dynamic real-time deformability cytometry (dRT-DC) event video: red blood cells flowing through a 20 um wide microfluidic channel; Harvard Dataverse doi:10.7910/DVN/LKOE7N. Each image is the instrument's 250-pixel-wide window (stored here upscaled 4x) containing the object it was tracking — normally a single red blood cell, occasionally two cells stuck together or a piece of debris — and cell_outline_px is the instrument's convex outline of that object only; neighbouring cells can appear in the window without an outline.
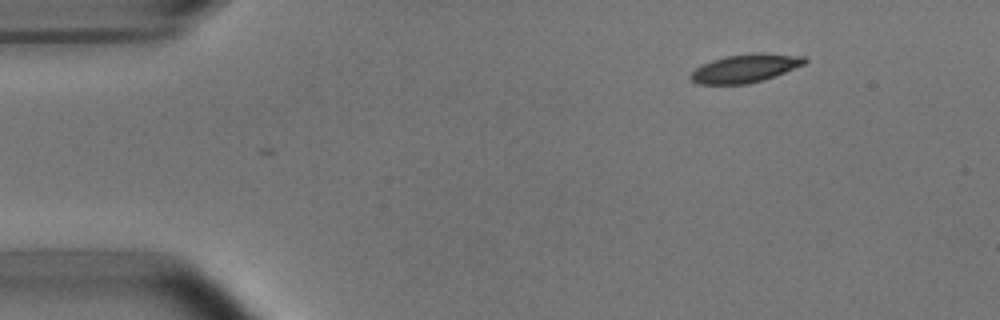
{"species": "common noctule bat (a hibernating species)", "species_latin": "Nyctalus noctula", "temperature_condition": "room temperature", "stored_images_in_passage": 2, "camera_frame_rate_fps": 3000, "um_per_image_px": 0.085, "animal": {"sex": "male", "body_mass_g": 15.6}, "frame": {"image": 1, "passage_image": 2, "time_ms": 2.0, "image_size_px": [1000, 320], "cell_outline_px": [[808, 60], [804, 64], [764, 80], [748, 84], [696, 84], [688, 76], [696, 68], [712, 60], [724, 56], [752, 52], [760, 52], [804, 56]], "centroid_in_image_um": [63.34, 5.79], "position_along_channel_um": 21.7, "area_um2": 18.9}}